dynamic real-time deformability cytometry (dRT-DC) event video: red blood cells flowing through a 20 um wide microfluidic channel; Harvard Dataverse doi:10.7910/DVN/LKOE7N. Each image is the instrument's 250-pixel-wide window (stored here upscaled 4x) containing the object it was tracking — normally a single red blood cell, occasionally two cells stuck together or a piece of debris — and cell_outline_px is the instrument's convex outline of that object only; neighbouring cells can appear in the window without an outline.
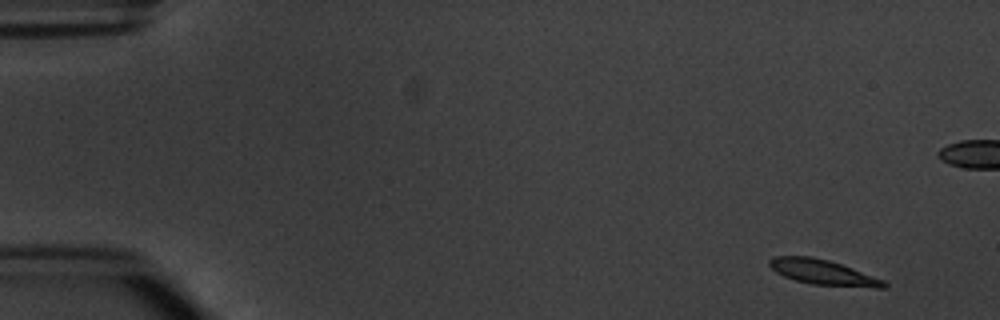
{"species": "common noctule bat (a hibernating species)", "species_latin": "Nyctalus noctula", "temperature_condition": "warm", "stored_images_in_passage": 6, "camera_frame_rate_fps": 3000, "um_per_image_px": 0.085, "animal": {"sex": "male", "body_mass_g": 20.1, "forearm_length_mm": 53.5}, "frame": {"image": 1, "passage_image": 1, "time_ms": 0.0, "image_size_px": [1000, 320], "cell_outline_px": [[888, 284], [884, 288], [872, 288], [812, 284], [796, 280], [784, 276], [776, 272], [768, 264], [768, 260], [776, 256], [812, 256], [828, 260], [852, 268], [884, 280]], "centroid_in_image_um": [69.96, 23.15], "position_along_channel_um": 15.0, "area_um2": 16.65}}